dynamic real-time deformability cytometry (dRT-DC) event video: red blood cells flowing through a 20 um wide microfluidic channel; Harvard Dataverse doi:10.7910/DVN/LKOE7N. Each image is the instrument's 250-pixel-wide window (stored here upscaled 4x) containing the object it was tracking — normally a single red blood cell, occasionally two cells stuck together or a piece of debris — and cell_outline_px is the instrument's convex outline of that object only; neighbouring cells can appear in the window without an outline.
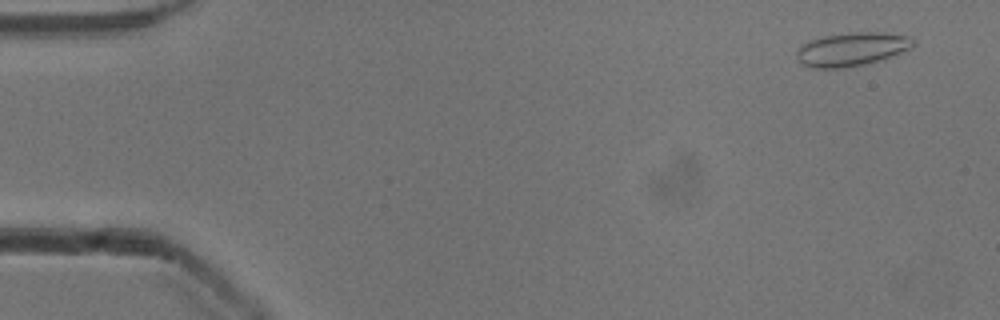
{"species": "common noctule bat (a hibernating species)", "species_latin": "Nyctalus noctula", "temperature_condition": "cold", "stored_images_in_passage": 52, "camera_frame_rate_fps": 3000, "um_per_image_px": 0.085, "animal": {"sex": "male", "body_mass_g": 13.3}, "frame": {"image": 1, "passage_image": 3, "time_ms": 0.667, "image_size_px": [1000, 320], "cell_outline_px": [[916, 44], [912, 48], [884, 60], [844, 68], [808, 68], [796, 56], [796, 52], [804, 44], [812, 40], [824, 36], [848, 32], [884, 32], [912, 36], [916, 40]], "centroid_in_image_um": [72.5, 4.18], "position_along_channel_um": 12.5, "area_um2": 23.12}}
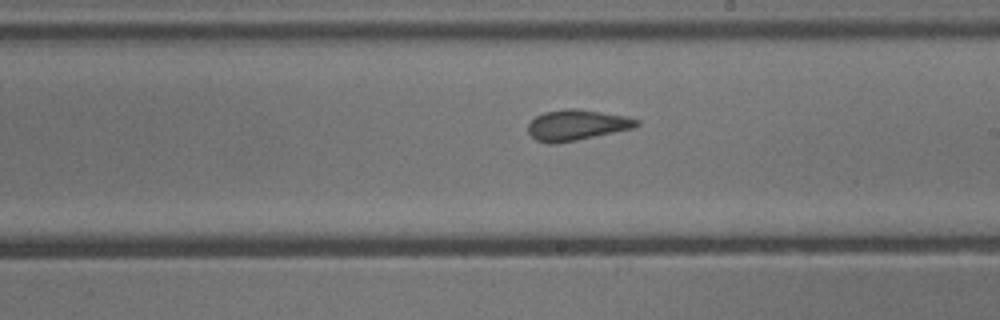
{"frame": {"image": 2, "passage_image": 30, "time_ms": 9.667, "image_size_px": [1000, 320], "cell_outline_px": [[640, 124], [636, 128], [556, 144], [548, 144], [536, 140], [528, 132], [528, 124], [536, 116], [544, 112], [568, 108], [572, 108], [628, 116], [640, 120]], "centroid_in_image_um": [49.05, 10.63], "position_along_channel_um": 239.9, "area_um2": 19.48}}
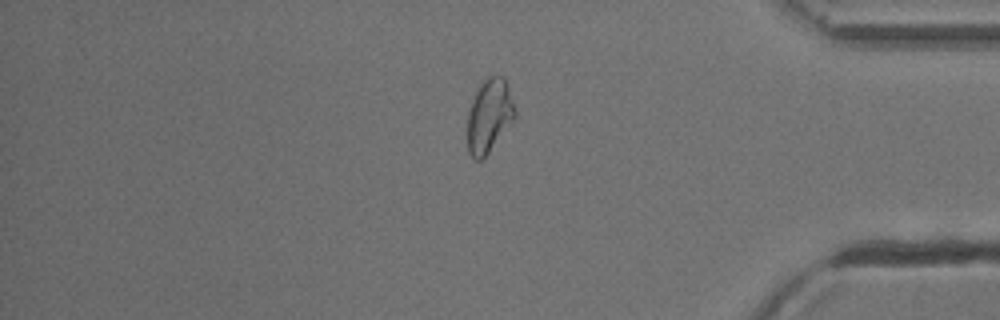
{"frame": {"image": 3, "passage_image": 44, "time_ms": 14.333, "image_size_px": [1000, 320], "cell_outline_px": [[516, 116], [488, 152], [480, 160], [476, 160], [468, 152], [468, 112], [472, 100], [480, 84], [488, 76], [504, 76], [516, 112]], "centroid_in_image_um": [41.57, 9.82], "position_along_channel_um": 393.6, "area_um2": 19.83}, "authors_computed_cell_mechanics": {"area_um2": 19.8832, "velocity_mm_per_s": 3.889, "shape_relaxation_time_tau1_ms": 8.9349, "shape_relaxation_time_tau2_ms": 0.7518, "deformation_change_tau1": 0.18, "deformation_change_tau2": 0.0762}}